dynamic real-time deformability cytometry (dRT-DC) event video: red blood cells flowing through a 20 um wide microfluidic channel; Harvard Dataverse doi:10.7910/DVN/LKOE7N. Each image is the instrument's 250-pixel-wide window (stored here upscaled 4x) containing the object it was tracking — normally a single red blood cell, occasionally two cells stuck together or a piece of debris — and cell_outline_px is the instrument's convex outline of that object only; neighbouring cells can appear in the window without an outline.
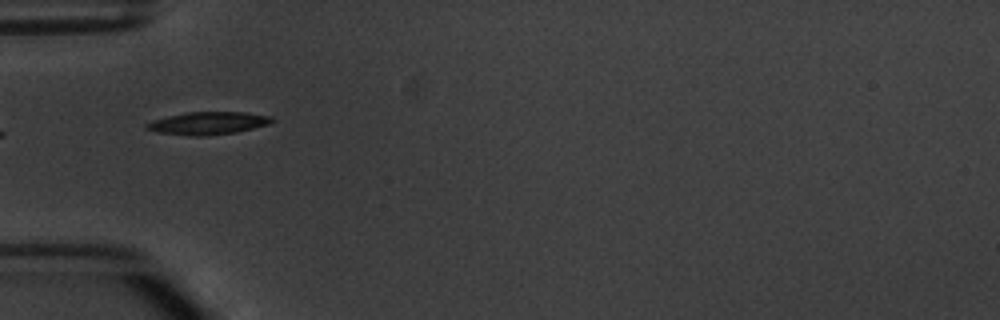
{"species": "common noctule bat (a hibernating species)", "species_latin": "Nyctalus noctula", "temperature_condition": "warm", "stored_images_in_passage": 7, "camera_frame_rate_fps": 3000, "um_per_image_px": 0.085, "animal": {"sex": "male", "body_mass_g": 20.1, "forearm_length_mm": 53.5}, "frame": {"image": 1, "passage_image": 5, "time_ms": 5.667, "image_size_px": [1000, 320], "cell_outline_px": [[276, 120], [268, 124], [236, 132], [204, 136], [192, 136], [156, 132], [144, 128], [144, 124], [152, 120], [168, 116], [188, 112], [248, 112], [272, 116]], "centroid_in_image_um": [17.67, 10.46], "position_along_channel_um": 67.3, "area_um2": 16.65}}
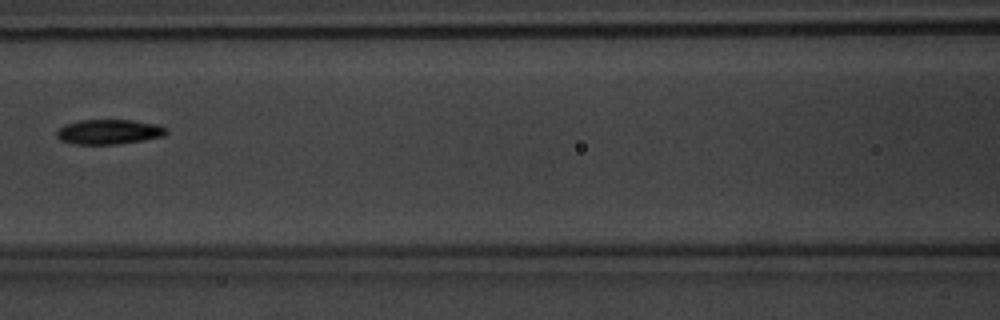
{"frame": {"image": 2, "passage_image": 7, "time_ms": 8.0, "image_size_px": [1000, 320], "cell_outline_px": [[168, 132], [164, 136], [144, 140], [116, 144], [72, 144], [60, 140], [56, 136], [56, 132], [64, 124], [80, 120], [132, 120], [160, 124], [168, 128]], "centroid_in_image_um": [9.29, 11.2], "position_along_channel_um": 157.3, "area_um2": 16.07}}